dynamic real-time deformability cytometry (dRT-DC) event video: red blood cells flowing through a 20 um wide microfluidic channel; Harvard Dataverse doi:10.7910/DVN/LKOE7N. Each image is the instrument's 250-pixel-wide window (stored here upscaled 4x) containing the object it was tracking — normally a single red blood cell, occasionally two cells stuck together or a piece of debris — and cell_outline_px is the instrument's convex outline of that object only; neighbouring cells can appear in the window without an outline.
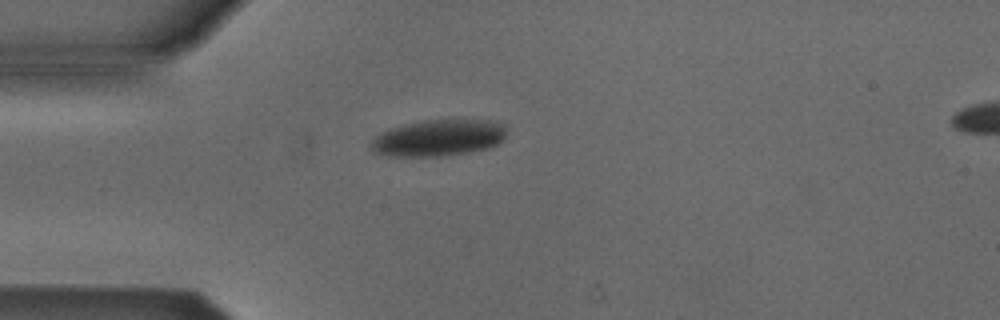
{"species": "Egyptian fruit bat (a non-hibernating species)", "species_latin": "Rousettus aegyptiacus", "temperature_condition": "cold", "stored_images_in_passage": 2, "segment_of_instrument_passage": [1, 2], "camera_frame_rate_fps": 3000, "um_per_image_px": 0.085, "animal": {"sex": "male"}, "frame": {"image": 1, "passage_image": 1, "time_ms": 0.0, "image_size_px": [1000, 320], "cell_outline_px": [[504, 136], [496, 144], [488, 148], [468, 152], [444, 156], [388, 156], [372, 152], [368, 144], [380, 132], [388, 128], [420, 120], [488, 120], [504, 124]], "centroid_in_image_um": [37.18, 11.72], "position_along_channel_um": 47.8, "area_um2": 28.9}}